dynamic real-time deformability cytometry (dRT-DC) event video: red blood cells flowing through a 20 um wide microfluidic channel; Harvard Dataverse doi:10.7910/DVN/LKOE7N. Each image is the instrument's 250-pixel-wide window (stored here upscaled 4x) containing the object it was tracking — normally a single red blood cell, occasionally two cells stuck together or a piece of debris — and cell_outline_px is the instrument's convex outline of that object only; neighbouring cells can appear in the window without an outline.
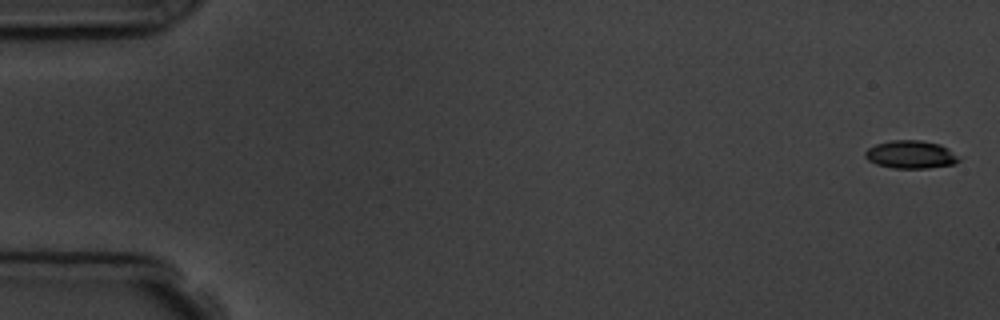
{"species": "common noctule bat (a hibernating species)", "species_latin": "Nyctalus noctula", "temperature_condition": "room temperature", "stored_images_in_passage": 6, "camera_frame_rate_fps": 3000, "um_per_image_px": 0.085, "animal": {"sex": "male", "body_mass_g": 19.5, "forearm_length_mm": 54.6}, "frame": {"image": 1, "passage_image": 1, "time_ms": 0.0, "image_size_px": [1000, 320], "cell_outline_px": [[960, 160], [956, 164], [928, 168], [892, 168], [876, 164], [868, 160], [864, 156], [864, 152], [868, 148], [876, 144], [892, 140], [920, 140], [940, 144], [956, 156]], "centroid_in_image_um": [77.37, 13.14], "position_along_channel_um": 7.6, "area_um2": 15.14}}
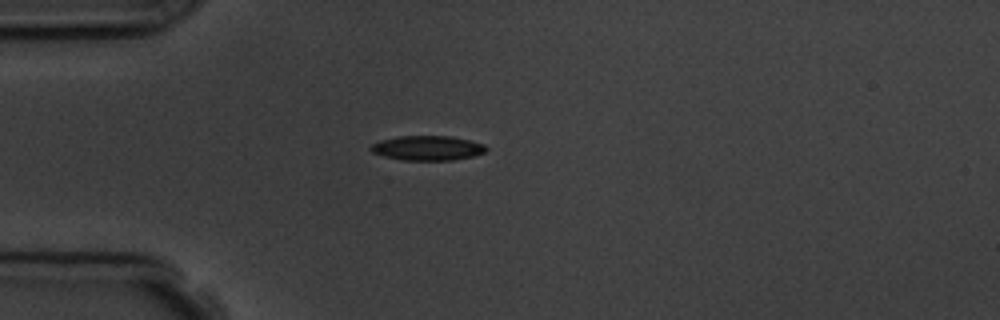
{"frame": {"image": 2, "passage_image": 5, "time_ms": 4.667, "image_size_px": [1000, 320], "cell_outline_px": [[488, 148], [484, 152], [472, 156], [452, 160], [400, 160], [384, 156], [372, 152], [368, 148], [372, 144], [380, 140], [396, 136], [448, 136], [468, 140], [484, 144]], "centroid_in_image_um": [36.29, 12.58], "position_along_channel_um": 48.7, "area_um2": 16.53}}